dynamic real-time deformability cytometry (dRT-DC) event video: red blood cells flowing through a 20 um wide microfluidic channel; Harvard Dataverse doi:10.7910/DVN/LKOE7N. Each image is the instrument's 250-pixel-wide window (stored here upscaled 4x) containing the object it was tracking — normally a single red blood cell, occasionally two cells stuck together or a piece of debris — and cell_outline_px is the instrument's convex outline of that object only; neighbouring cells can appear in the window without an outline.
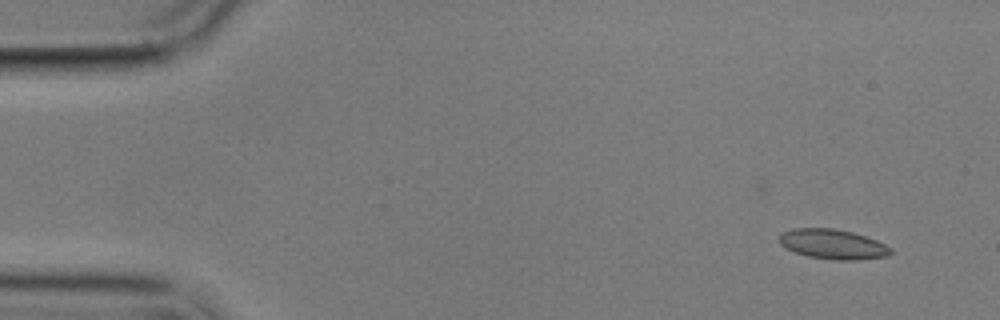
{"species": "common noctule bat (a hibernating species)", "species_latin": "Nyctalus noctula", "temperature_condition": "cold", "stored_images_in_passage": 4, "camera_frame_rate_fps": 3000, "um_per_image_px": 0.085, "animal": {"sex": "male", "body_mass_g": 17.9}, "frame": {"image": 1, "passage_image": 1, "time_ms": 0.0, "image_size_px": [1000, 320], "cell_outline_px": [[892, 252], [888, 256], [856, 260], [836, 260], [808, 256], [796, 252], [780, 244], [780, 232], [792, 228], [832, 228], [852, 232], [876, 240], [892, 248]], "centroid_in_image_um": [70.79, 20.75], "position_along_channel_um": 14.2, "area_um2": 19.25}}
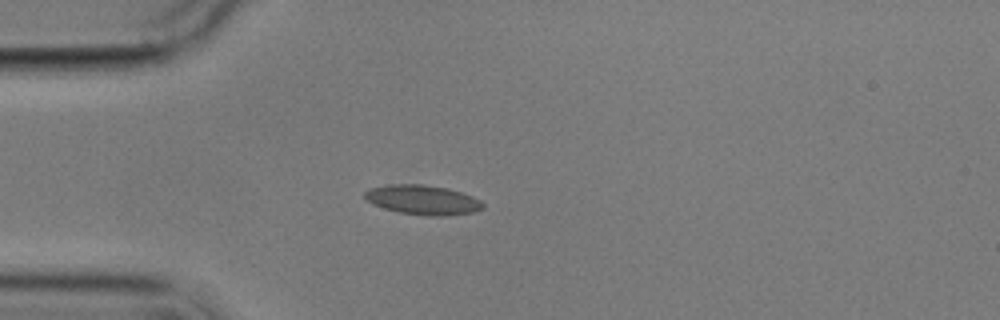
{"frame": {"image": 2, "passage_image": 4, "time_ms": 3.667, "image_size_px": [1000, 320], "cell_outline_px": [[484, 208], [472, 212], [444, 216], [428, 216], [400, 212], [384, 208], [372, 204], [364, 196], [364, 192], [372, 188], [388, 184], [424, 184], [448, 188], [472, 196], [480, 200], [484, 204]], "centroid_in_image_um": [35.94, 16.98], "position_along_channel_um": 49.1, "area_um2": 20.29}}